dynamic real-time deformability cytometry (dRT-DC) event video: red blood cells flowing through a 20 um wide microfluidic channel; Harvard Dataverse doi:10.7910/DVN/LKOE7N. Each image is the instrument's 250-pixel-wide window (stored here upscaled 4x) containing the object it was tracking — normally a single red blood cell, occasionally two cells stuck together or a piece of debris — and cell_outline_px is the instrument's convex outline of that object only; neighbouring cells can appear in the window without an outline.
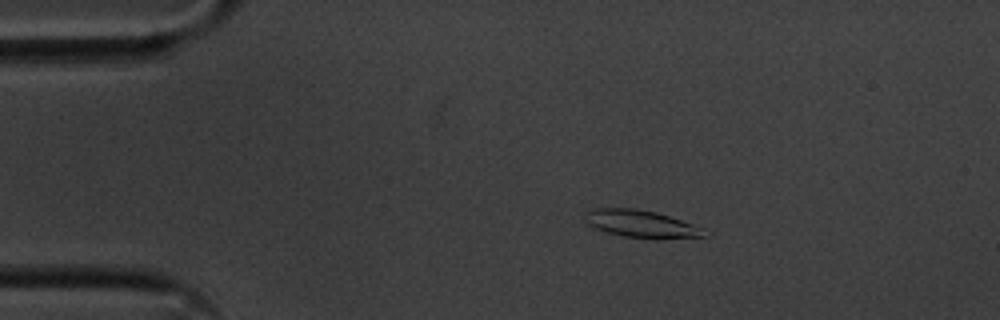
{"species": "common noctule bat (a hibernating species)", "species_latin": "Nyctalus noctula", "temperature_condition": "cold", "stored_images_in_passage": 55, "camera_frame_rate_fps": 3000, "um_per_image_px": 0.085, "animal": {"sex": "male", "body_mass_g": 20.1, "forearm_length_mm": 53.5}, "frame": {"image": 1, "passage_image": 10, "time_ms": 3.0, "image_size_px": [1000, 320], "cell_outline_px": [[712, 236], [624, 236], [608, 232], [596, 228], [588, 224], [584, 220], [584, 212], [596, 208], [636, 208], [656, 212], [704, 228], [712, 232]], "centroid_in_image_um": [54.47, 18.98], "position_along_channel_um": 30.5, "area_um2": 18.26}}
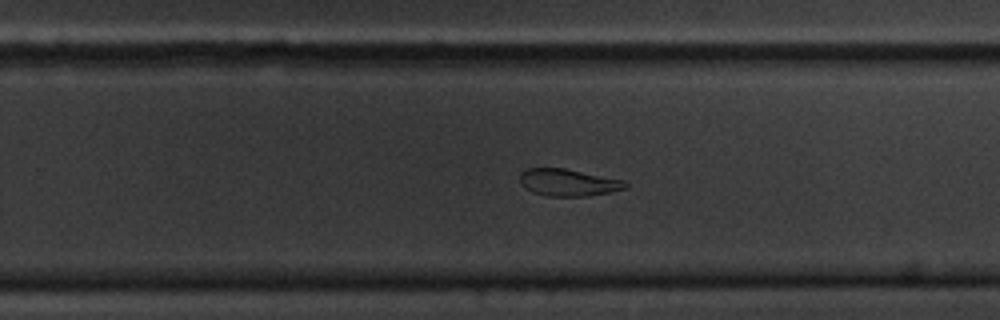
{"frame": {"image": 2, "passage_image": 35, "time_ms": 11.333, "image_size_px": [1000, 320], "cell_outline_px": [[628, 184], [624, 188], [612, 192], [588, 196], [548, 196], [532, 192], [524, 188], [520, 184], [520, 172], [524, 168], [564, 168], [624, 180]], "centroid_in_image_um": [48.26, 15.51], "position_along_channel_um": 281.5, "area_um2": 16.76}}
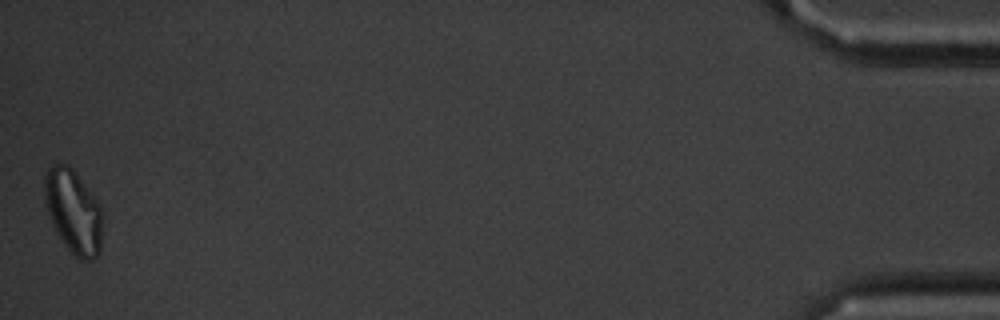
{"frame": {"image": 3, "passage_image": 55, "time_ms": 18.0, "image_size_px": [1000, 320], "cell_outline_px": [[100, 252], [92, 260], [80, 260], [64, 244], [56, 232], [52, 224], [48, 212], [44, 196], [44, 176], [48, 168], [52, 164], [68, 164], [72, 168], [100, 204]], "centroid_in_image_um": [6.2, 17.95], "position_along_channel_um": 429.0, "area_um2": 27.86}}